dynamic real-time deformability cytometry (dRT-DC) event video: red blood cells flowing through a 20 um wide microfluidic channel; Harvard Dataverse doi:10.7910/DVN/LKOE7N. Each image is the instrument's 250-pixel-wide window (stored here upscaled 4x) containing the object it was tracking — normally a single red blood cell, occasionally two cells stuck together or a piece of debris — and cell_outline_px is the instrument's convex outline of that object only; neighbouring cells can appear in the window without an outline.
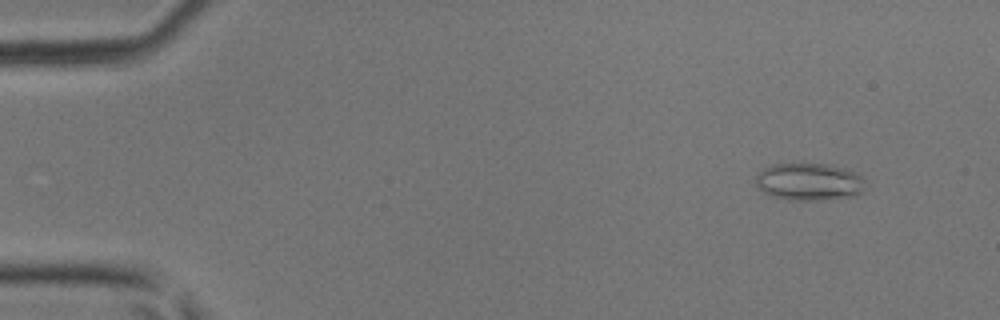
{"species": "common noctule bat (a hibernating species)", "species_latin": "Nyctalus noctula", "temperature_condition": "room temperature", "stored_images_in_passage": 17, "camera_frame_rate_fps": 3000, "um_per_image_px": 0.085, "animal": {"sex": "male", "body_mass_g": 17.9, "forearm_length_mm": 54.2}, "frame": {"image": 1, "passage_image": 5, "time_ms": 1.333, "image_size_px": [1000, 320], "cell_outline_px": [[864, 192], [856, 196], [824, 200], [788, 200], [772, 196], [764, 192], [756, 184], [756, 176], [764, 168], [772, 164], [828, 164], [848, 168], [860, 172], [864, 180]], "centroid_in_image_um": [68.86, 15.45], "position_along_channel_um": 16.1, "area_um2": 24.28}}